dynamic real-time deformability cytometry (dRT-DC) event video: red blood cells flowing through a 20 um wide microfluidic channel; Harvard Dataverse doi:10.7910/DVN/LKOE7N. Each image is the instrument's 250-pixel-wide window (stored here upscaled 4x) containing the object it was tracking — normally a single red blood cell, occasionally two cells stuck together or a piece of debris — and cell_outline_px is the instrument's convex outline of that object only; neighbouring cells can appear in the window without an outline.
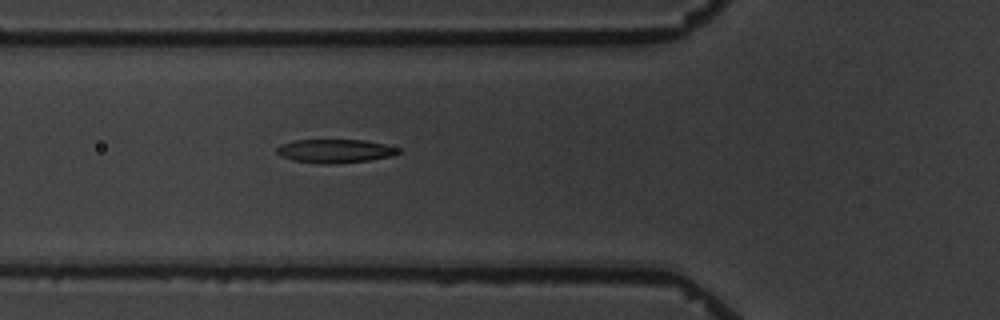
{"species": "common noctule bat (a hibernating species)", "species_latin": "Nyctalus noctula", "temperature_condition": "warm", "stored_images_in_passage": 2, "camera_frame_rate_fps": 3000, "um_per_image_px": 0.085, "animal": {"sex": "male", "body_mass_g": 19.5, "forearm_length_mm": 54.6}, "frame": {"image": 1, "passage_image": 2, "time_ms": 1.0, "image_size_px": [1000, 320], "cell_outline_px": [[404, 152], [392, 156], [368, 160], [336, 164], [316, 164], [292, 160], [280, 156], [276, 152], [276, 148], [280, 144], [296, 140], [364, 140], [384, 144], [400, 148]], "centroid_in_image_um": [28.48, 12.84], "position_along_channel_um": 97.3, "area_um2": 16.99}}